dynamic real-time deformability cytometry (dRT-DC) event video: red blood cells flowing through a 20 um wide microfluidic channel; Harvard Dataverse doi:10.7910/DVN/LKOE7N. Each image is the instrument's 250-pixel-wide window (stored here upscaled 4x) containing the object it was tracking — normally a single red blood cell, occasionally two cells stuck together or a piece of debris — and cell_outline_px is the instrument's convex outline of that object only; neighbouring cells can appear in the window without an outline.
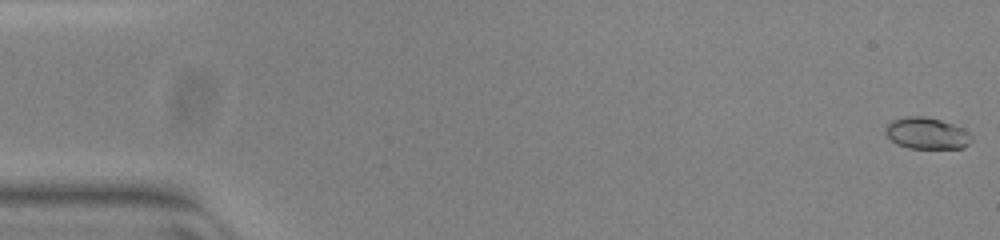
{"species": "common noctule bat (a hibernating species)", "species_latin": "Nyctalus noctula", "temperature_condition": "warm", "stored_images_in_passage": 13, "camera_frame_rate_fps": 3000, "um_per_image_px": 0.085, "animal": {"sex": "female", "body_mass_g": 23.0, "forearm_length_mm": 53.4}, "frame": {"image": 1, "passage_image": 1, "time_ms": 0.0, "image_size_px": [1000, 240], "cell_outline_px": [[972, 140], [964, 148], [908, 148], [896, 144], [884, 132], [888, 124], [892, 120], [908, 116], [924, 116], [940, 120], [952, 124], [968, 132], [972, 136]], "centroid_in_image_um": [78.77, 11.34], "position_along_channel_um": 6.2, "area_um2": 15.66}}